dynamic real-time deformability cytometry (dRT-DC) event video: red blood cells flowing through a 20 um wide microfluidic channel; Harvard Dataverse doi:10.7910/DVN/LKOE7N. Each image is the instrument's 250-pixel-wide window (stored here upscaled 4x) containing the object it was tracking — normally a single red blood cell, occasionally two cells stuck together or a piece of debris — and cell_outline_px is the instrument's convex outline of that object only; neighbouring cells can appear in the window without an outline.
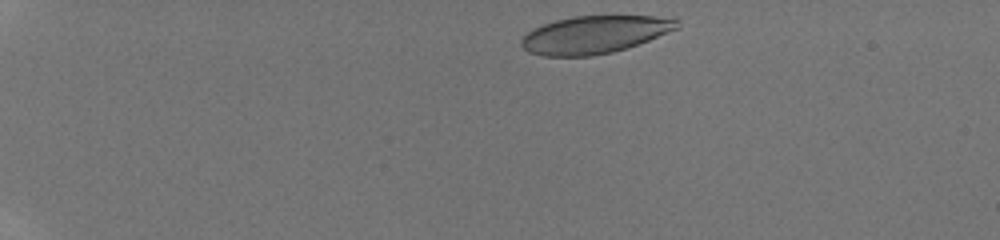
{"species": "human", "species_latin": "Homo sapiens", "temperature_condition": "room temperature", "stored_images_in_passage": 12, "camera_frame_rate_fps": 3000, "um_per_image_px": 0.085, "donor": {"sex": "male"}, "frame": {"image": 1, "passage_image": 1, "time_ms": 0.0, "image_size_px": [1000, 240], "cell_outline_px": [[680, 28], [648, 40], [612, 52], [592, 56], [544, 56], [528, 52], [520, 44], [520, 40], [532, 28], [556, 20], [572, 16], [676, 16], [680, 20]], "centroid_in_image_um": [50.58, 2.92], "position_along_channel_um": 34.4, "area_um2": 34.33}}
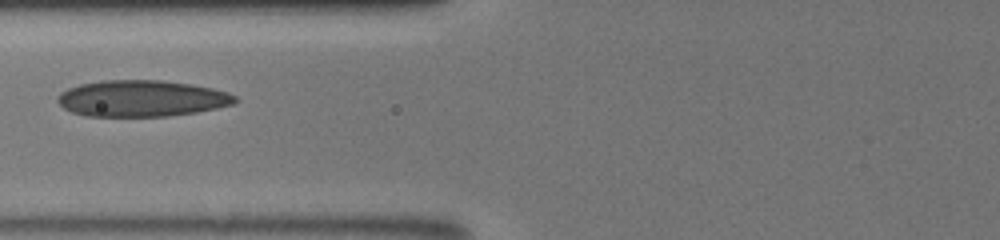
{"frame": {"image": 2, "passage_image": 5, "time_ms": 1.333, "image_size_px": [1000, 240], "cell_outline_px": [[236, 100], [232, 104], [216, 108], [196, 112], [168, 116], [84, 116], [72, 112], [64, 108], [56, 100], [56, 96], [60, 92], [68, 88], [80, 84], [104, 80], [164, 80], [192, 84], [212, 88], [228, 92], [236, 96]], "centroid_in_image_um": [12.01, 8.36], "position_along_channel_um": 113.8, "area_um2": 37.69}}
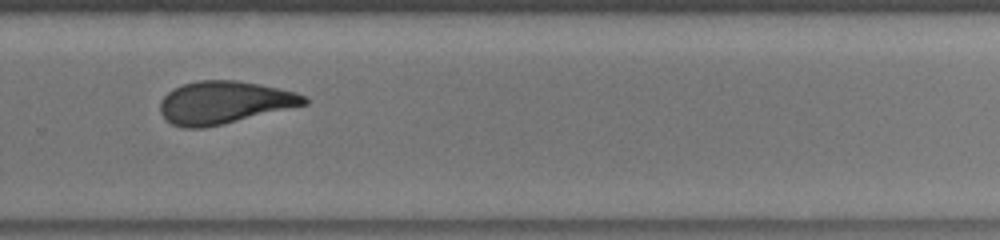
{"frame": {"image": 3, "passage_image": 11, "time_ms": 3.333, "image_size_px": [1000, 240], "cell_outline_px": [[308, 104], [224, 124], [204, 128], [184, 128], [172, 124], [160, 112], [160, 100], [168, 92], [184, 84], [196, 80], [236, 80], [260, 84], [280, 88], [296, 92], [308, 96]], "centroid_in_image_um": [19.09, 8.71], "position_along_channel_um": 310.7, "area_um2": 35.89}}